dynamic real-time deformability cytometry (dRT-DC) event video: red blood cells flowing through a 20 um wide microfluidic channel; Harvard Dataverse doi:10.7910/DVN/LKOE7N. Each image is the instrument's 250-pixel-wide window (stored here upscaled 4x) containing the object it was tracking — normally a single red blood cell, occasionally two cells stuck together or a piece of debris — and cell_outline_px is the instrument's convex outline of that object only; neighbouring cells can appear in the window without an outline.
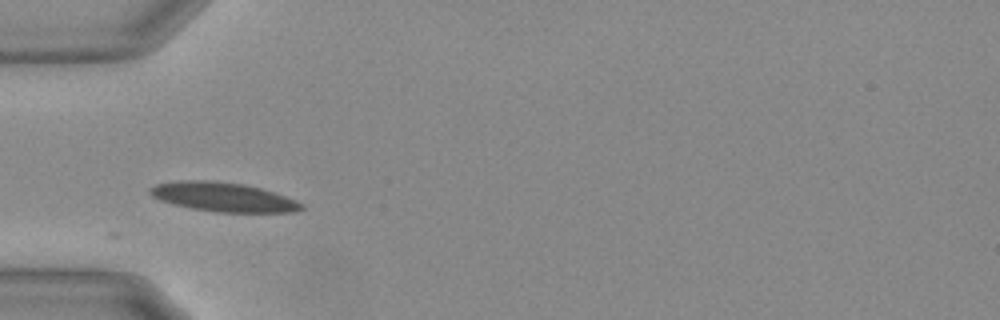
{"species": "Egyptian fruit bat (a non-hibernating species)", "species_latin": "Rousettus aegyptiacus", "temperature_condition": "warm", "stored_images_in_passage": 25, "camera_frame_rate_fps": 3000, "um_per_image_px": 0.085, "animal": {"sex": "female"}, "frame": {"image": 1, "passage_image": 1, "time_ms": 0.0, "image_size_px": [1000, 320], "cell_outline_px": [[304, 208], [292, 212], [216, 212], [192, 208], [172, 204], [160, 200], [152, 196], [148, 192], [148, 188], [156, 184], [180, 180], [212, 180], [244, 184], [260, 188], [296, 200], [304, 204]], "centroid_in_image_um": [18.93, 16.74], "position_along_channel_um": 66.1, "area_um2": 25.72}}
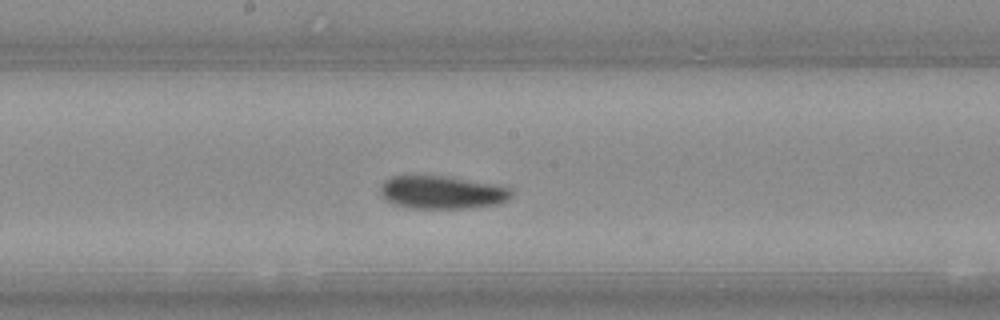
{"frame": {"image": 2, "passage_image": 13, "time_ms": 4.0, "image_size_px": [1000, 320], "cell_outline_px": [[512, 196], [508, 200], [496, 204], [472, 208], [408, 208], [392, 204], [384, 200], [380, 196], [380, 184], [384, 180], [392, 176], [444, 176], [512, 188]], "centroid_in_image_um": [37.5, 16.36], "position_along_channel_um": 210.7, "area_um2": 25.26}}